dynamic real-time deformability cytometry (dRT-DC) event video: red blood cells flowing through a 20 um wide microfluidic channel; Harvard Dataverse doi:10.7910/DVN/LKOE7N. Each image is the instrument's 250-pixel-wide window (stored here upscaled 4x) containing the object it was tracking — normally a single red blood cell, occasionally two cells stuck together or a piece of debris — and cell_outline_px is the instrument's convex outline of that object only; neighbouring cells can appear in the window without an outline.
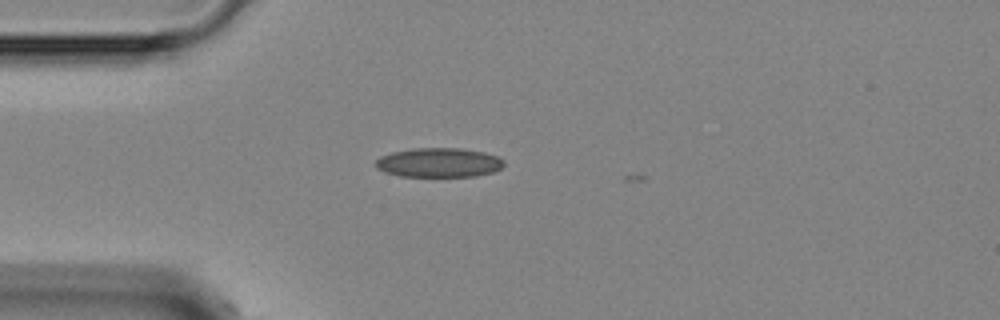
{"species": "Egyptian fruit bat (a non-hibernating species)", "species_latin": "Rousettus aegyptiacus", "temperature_condition": "room temperature", "stored_images_in_passage": 8, "camera_frame_rate_fps": 3000, "um_per_image_px": 0.085, "animal": {"sex": "female"}, "frame": {"image": 1, "passage_image": 2, "time_ms": 0.333, "image_size_px": [1000, 320], "cell_outline_px": [[504, 164], [500, 168], [492, 172], [476, 176], [400, 176], [384, 172], [376, 168], [372, 164], [380, 156], [392, 152], [412, 148], [460, 148], [484, 152], [496, 156], [504, 160]], "centroid_in_image_um": [37.25, 13.81], "position_along_channel_um": 47.7, "area_um2": 22.02}}